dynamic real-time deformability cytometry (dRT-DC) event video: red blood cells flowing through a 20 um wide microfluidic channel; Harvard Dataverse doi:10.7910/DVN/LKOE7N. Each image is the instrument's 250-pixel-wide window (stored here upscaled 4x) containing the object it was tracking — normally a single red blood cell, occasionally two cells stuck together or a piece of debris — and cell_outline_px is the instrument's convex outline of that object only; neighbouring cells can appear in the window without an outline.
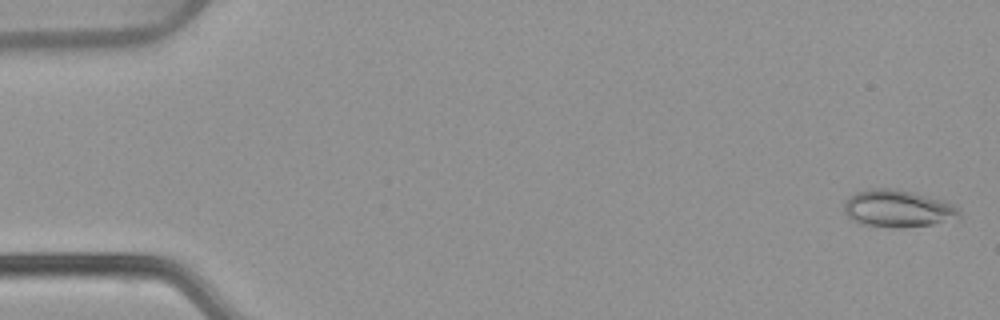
{"species": "common noctule bat (a hibernating species)", "species_latin": "Nyctalus noctula", "temperature_condition": "warm", "stored_images_in_passage": 53, "camera_frame_rate_fps": 3000, "um_per_image_px": 0.085, "animal": {"sex": "female", "body_mass_g": 22.7, "forearm_length_mm": 54.2}, "frame": {"image": 1, "passage_image": 2, "time_ms": 0.333, "image_size_px": [1000, 320], "cell_outline_px": [[960, 220], [932, 224], [900, 228], [892, 228], [860, 224], [852, 220], [844, 212], [844, 200], [848, 196], [856, 192], [876, 188], [892, 188], [912, 192], [944, 200], [956, 204], [960, 208]], "centroid_in_image_um": [76.36, 17.74], "position_along_channel_um": 8.6, "area_um2": 25.55}}
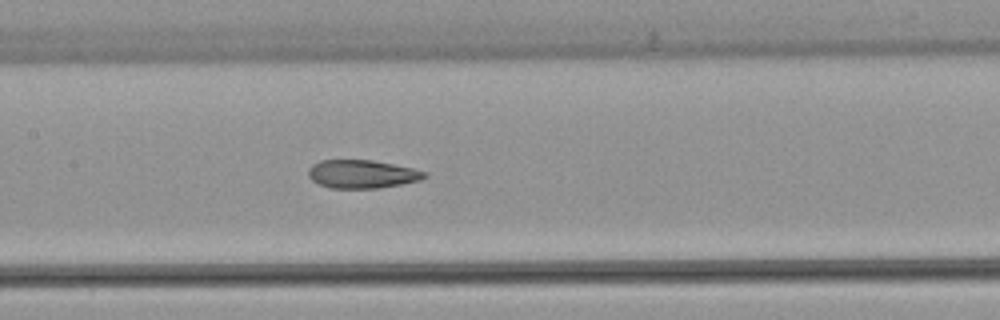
{"frame": {"image": 2, "passage_image": 26, "time_ms": 8.333, "image_size_px": [1000, 320], "cell_outline_px": [[428, 176], [420, 180], [380, 188], [332, 188], [320, 184], [312, 180], [308, 176], [308, 168], [312, 164], [320, 160], [372, 160], [412, 168], [428, 172]], "centroid_in_image_um": [30.77, 14.79], "position_along_channel_um": 176.6, "area_um2": 19.13}}
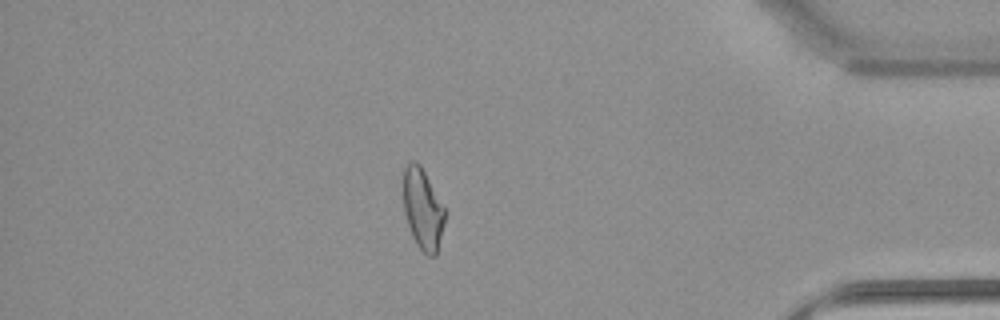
{"frame": {"image": 3, "passage_image": 46, "time_ms": 15.0, "image_size_px": [1000, 320], "cell_outline_px": [[444, 224], [436, 256], [428, 256], [416, 244], [412, 236], [404, 212], [404, 164], [408, 160], [416, 160], [420, 164], [444, 208]], "centroid_in_image_um": [35.91, 17.75], "position_along_channel_um": 399.3, "area_um2": 19.36}, "authors_computed_cell_mechanics": {"area_um2": 20.7502, "velocity_mm_per_s": 3.8971, "shape_relaxation_time_tau1_ms": null, "shape_relaxation_time_tau2_ms": 2.1234, "deformation_change_tau1": null, "deformation_change_tau2": 0.0939}}